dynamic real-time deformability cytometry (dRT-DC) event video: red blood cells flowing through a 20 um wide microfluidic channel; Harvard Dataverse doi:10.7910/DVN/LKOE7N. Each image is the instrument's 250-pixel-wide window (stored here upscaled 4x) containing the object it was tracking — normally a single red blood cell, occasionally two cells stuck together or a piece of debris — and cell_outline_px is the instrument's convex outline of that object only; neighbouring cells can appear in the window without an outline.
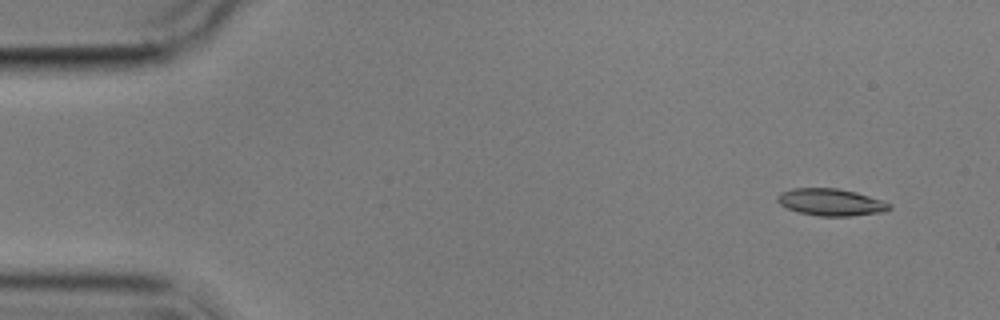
{"species": "common noctule bat (a hibernating species)", "species_latin": "Nyctalus noctula", "temperature_condition": "cold", "stored_images_in_passage": 5, "camera_frame_rate_fps": 3000, "um_per_image_px": 0.085, "animal": {"sex": "male", "body_mass_g": 17.9}, "frame": {"image": 1, "passage_image": 2, "time_ms": 1.0, "image_size_px": [1000, 320], "cell_outline_px": [[892, 208], [884, 212], [848, 216], [820, 216], [800, 212], [788, 208], [780, 204], [776, 200], [776, 196], [780, 192], [792, 188], [836, 188], [856, 192], [884, 200], [892, 204]], "centroid_in_image_um": [70.65, 17.18], "position_along_channel_um": 14.3, "area_um2": 17.74}}
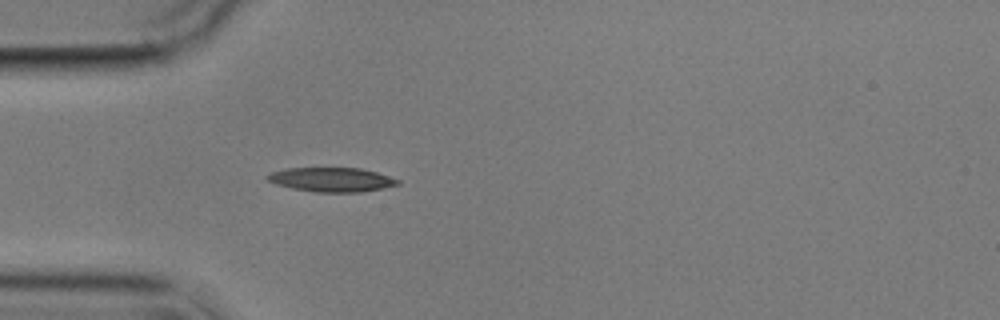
{"frame": {"image": 2, "passage_image": 5, "time_ms": 5.0, "image_size_px": [1000, 320], "cell_outline_px": [[400, 184], [384, 188], [360, 192], [316, 192], [292, 188], [276, 184], [268, 180], [264, 176], [272, 172], [284, 168], [360, 168], [376, 172], [400, 180]], "centroid_in_image_um": [28.18, 15.26], "position_along_channel_um": 56.8, "area_um2": 18.38}}